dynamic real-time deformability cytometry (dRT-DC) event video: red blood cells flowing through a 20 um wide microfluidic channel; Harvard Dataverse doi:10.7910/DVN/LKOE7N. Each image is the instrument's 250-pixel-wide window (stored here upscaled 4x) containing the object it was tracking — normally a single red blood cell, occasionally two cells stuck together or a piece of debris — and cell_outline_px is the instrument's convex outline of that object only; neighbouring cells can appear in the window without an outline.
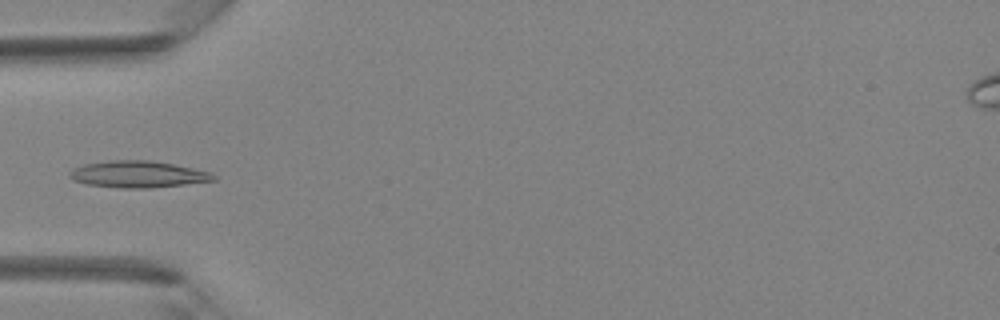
{"species": "Egyptian fruit bat (a non-hibernating species)", "species_latin": "Rousettus aegyptiacus", "temperature_condition": "room temperature", "stored_images_in_passage": 4, "camera_frame_rate_fps": 3000, "um_per_image_px": 0.085, "animal": {"sex": "female"}, "frame": {"image": 1, "passage_image": 4, "time_ms": 4.0, "image_size_px": [1000, 320], "cell_outline_px": [[216, 180], [152, 188], [120, 188], [88, 184], [72, 180], [68, 176], [68, 172], [72, 168], [84, 164], [108, 160], [148, 160], [172, 164], [212, 172], [216, 176]], "centroid_in_image_um": [11.69, 14.81], "position_along_channel_um": 73.3, "area_um2": 22.43}}